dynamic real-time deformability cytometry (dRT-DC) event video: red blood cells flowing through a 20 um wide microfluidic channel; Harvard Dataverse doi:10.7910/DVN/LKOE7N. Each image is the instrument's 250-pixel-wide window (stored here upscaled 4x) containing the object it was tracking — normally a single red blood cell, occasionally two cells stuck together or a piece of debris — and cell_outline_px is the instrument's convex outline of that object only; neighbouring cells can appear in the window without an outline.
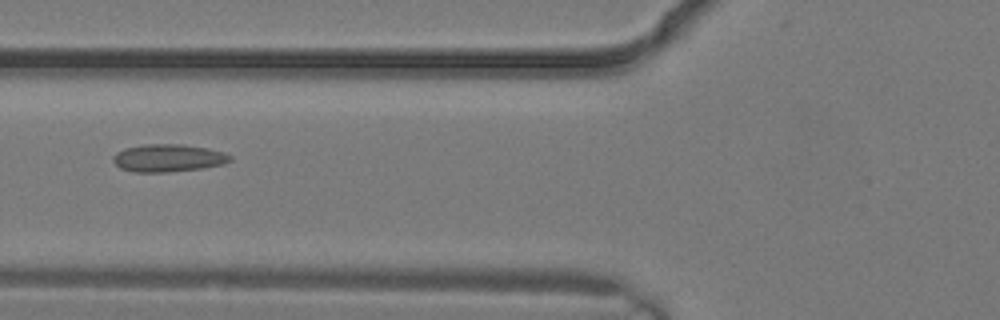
{"species": "common noctule bat (a hibernating species)", "species_latin": "Nyctalus noctula", "temperature_condition": "warm", "stored_images_in_passage": 4, "camera_frame_rate_fps": 3000, "um_per_image_px": 0.085, "animal": {"sex": "male", "body_mass_g": 19.2, "forearm_length_mm": 51.8}, "frame": {"image": 1, "passage_image": 4, "time_ms": 1.0, "image_size_px": [1000, 320], "cell_outline_px": [[232, 160], [224, 164], [204, 168], [168, 172], [132, 172], [120, 168], [112, 160], [112, 156], [116, 152], [124, 148], [144, 144], [180, 144], [208, 148], [224, 152], [232, 156]], "centroid_in_image_um": [14.29, 13.43], "position_along_channel_um": 111.5, "area_um2": 19.07}}